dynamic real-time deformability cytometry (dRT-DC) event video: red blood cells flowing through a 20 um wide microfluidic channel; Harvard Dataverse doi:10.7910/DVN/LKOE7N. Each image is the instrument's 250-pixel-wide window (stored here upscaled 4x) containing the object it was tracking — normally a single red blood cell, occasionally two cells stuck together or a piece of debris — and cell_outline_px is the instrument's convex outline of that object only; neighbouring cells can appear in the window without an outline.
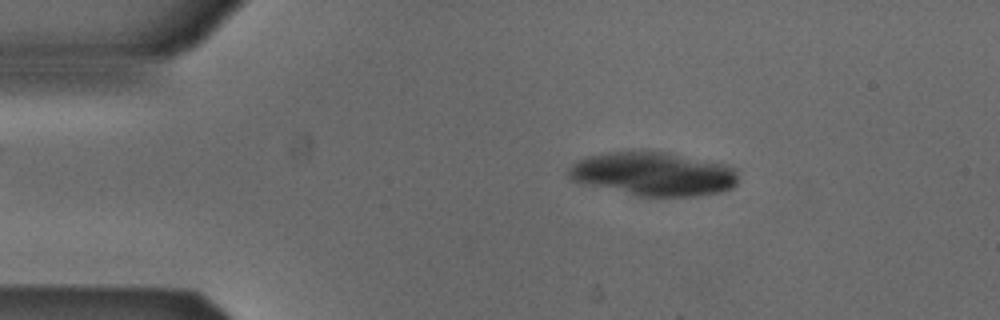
{"species": "Egyptian fruit bat (a non-hibernating species)", "species_latin": "Rousettus aegyptiacus", "temperature_condition": "cold", "stored_images_in_passage": 49, "camera_frame_rate_fps": 3000, "um_per_image_px": 0.085, "animal": {"sex": "male"}, "frame": {"image": 1, "passage_image": 6, "time_ms": 1.667, "image_size_px": [1000, 320], "cell_outline_px": [[736, 184], [732, 188], [720, 192], [696, 196], [640, 196], [580, 184], [568, 180], [568, 168], [572, 164], [588, 156], [604, 152], [644, 148], [668, 152], [728, 164], [736, 168]], "centroid_in_image_um": [55.49, 14.75], "position_along_channel_um": 29.5, "area_um2": 44.39}}
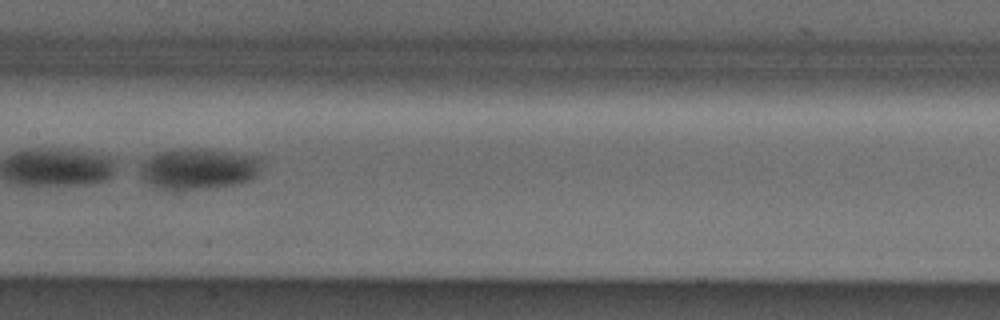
{"frame": {"image": 2, "passage_image": 23, "time_ms": 7.333, "image_size_px": [1000, 320], "cell_outline_px": [[264, 160], [256, 176], [252, 180], [236, 184], [172, 192], [156, 188], [144, 180], [140, 176], [140, 164], [144, 160], [156, 152], [204, 148], [264, 156]], "centroid_in_image_um": [16.9, 14.36], "position_along_channel_um": 190.5, "area_um2": 29.77}}